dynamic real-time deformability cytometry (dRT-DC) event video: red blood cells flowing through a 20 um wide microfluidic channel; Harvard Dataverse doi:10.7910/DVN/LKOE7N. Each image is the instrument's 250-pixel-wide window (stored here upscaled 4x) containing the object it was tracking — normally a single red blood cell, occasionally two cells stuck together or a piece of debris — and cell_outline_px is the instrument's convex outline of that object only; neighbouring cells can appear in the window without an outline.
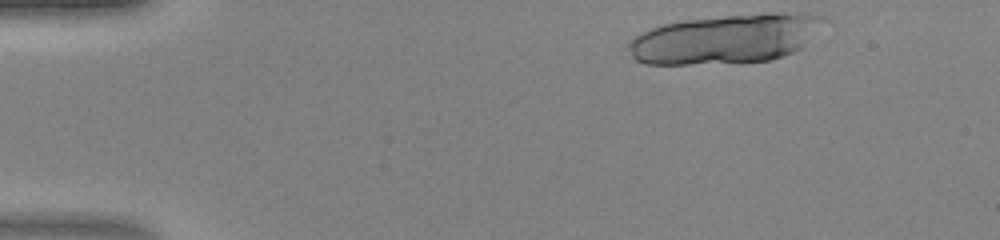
{"species": "human", "species_latin": "Homo sapiens", "temperature_condition": "warm", "stored_images_in_passage": 9, "camera_frame_rate_fps": 3000, "um_per_image_px": 0.085, "donor": {"sex": "female"}, "frame": {"image": 1, "passage_image": 1, "time_ms": 0.0, "image_size_px": [1000, 240], "cell_outline_px": [[824, 20], [800, 48], [792, 52], [768, 60], [744, 64], [644, 64], [636, 60], [624, 48], [624, 44], [628, 40], [652, 28], [664, 24], [680, 20], [768, 12], [772, 12], [824, 16]], "centroid_in_image_um": [61.54, 3.33], "position_along_channel_um": 23.5, "area_um2": 56.07}}